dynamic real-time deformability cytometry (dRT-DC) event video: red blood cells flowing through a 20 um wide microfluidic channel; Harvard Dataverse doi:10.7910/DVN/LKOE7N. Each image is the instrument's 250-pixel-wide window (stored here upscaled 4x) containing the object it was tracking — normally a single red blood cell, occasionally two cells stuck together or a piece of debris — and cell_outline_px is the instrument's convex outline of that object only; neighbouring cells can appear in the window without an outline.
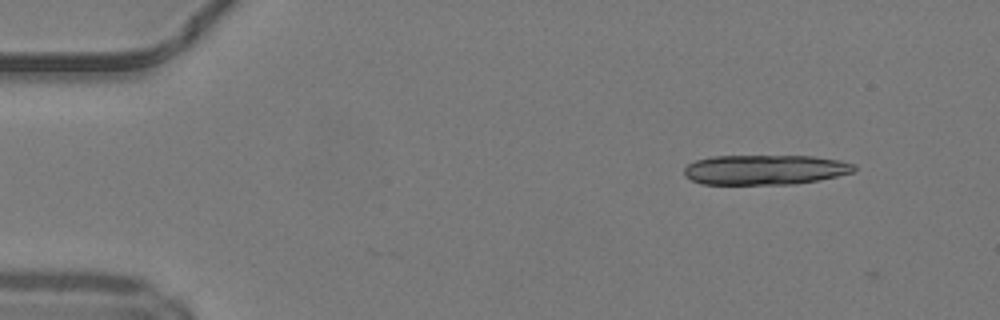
{"species": "common noctule bat (a hibernating species)", "species_latin": "Nyctalus noctula", "temperature_condition": "warm", "stored_images_in_passage": 3, "camera_frame_rate_fps": 3000, "um_per_image_px": 0.085, "animal": {"sex": "male", "body_mass_g": 19.2, "forearm_length_mm": 51.8}, "frame": {"image": 1, "passage_image": 2, "time_ms": 0.333, "image_size_px": [1000, 320], "cell_outline_px": [[856, 168], [852, 172], [820, 180], [796, 184], [700, 184], [684, 176], [684, 168], [688, 164], [696, 160], [712, 156], [812, 156], [840, 160], [856, 164]], "centroid_in_image_um": [65.02, 14.43], "position_along_channel_um": 20.0, "area_um2": 29.77}}